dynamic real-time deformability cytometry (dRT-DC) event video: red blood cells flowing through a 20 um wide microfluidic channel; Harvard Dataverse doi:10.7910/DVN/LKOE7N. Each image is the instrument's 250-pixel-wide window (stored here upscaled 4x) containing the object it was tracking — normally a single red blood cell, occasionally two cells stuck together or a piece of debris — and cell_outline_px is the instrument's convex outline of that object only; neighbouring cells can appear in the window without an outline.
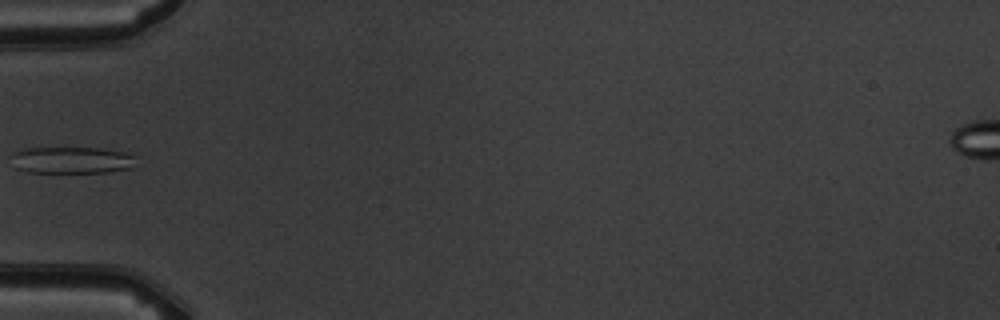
{"species": "common noctule bat (a hibernating species)", "species_latin": "Nyctalus noctula", "temperature_condition": "warm", "stored_images_in_passage": 7, "camera_frame_rate_fps": 3000, "um_per_image_px": 0.085, "animal": {"sex": "male", "body_mass_g": 19.5, "forearm_length_mm": 54.6}, "frame": {"image": 1, "passage_image": 6, "time_ms": 5.667, "image_size_px": [1000, 320], "cell_outline_px": [[136, 156], [128, 168], [108, 172], [28, 172], [16, 168], [12, 156], [12, 152], [20, 148], [100, 148], [124, 152]], "centroid_in_image_um": [6.03, 13.6], "position_along_channel_um": 79.0, "area_um2": 19.19}}